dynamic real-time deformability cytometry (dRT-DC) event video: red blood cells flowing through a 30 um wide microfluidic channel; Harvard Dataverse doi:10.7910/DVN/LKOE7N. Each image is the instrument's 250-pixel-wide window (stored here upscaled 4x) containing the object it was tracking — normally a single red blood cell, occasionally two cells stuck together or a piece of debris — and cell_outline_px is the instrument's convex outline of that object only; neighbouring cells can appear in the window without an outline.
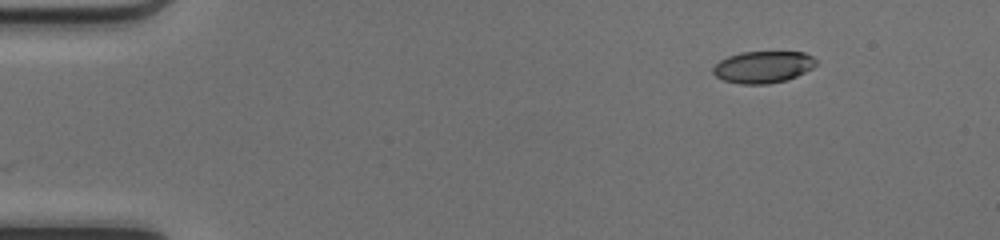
{"species": "common noctule bat (a hibernating species)", "species_latin": "Nyctalus noctula", "temperature_condition": "cold", "stored_images_in_passage": 44, "camera_frame_rate_fps": 3000, "um_per_image_px": 0.085, "animal": {"sex": "female", "body_mass_g": 17.0, "forearm_length_mm": 48.0}, "frame": {"image": 1, "passage_image": 1, "time_ms": 0.0, "image_size_px": [1000, 240], "cell_outline_px": [[816, 64], [812, 68], [796, 76], [784, 80], [768, 84], [740, 84], [724, 80], [716, 76], [712, 72], [712, 68], [720, 60], [728, 56], [740, 52], [804, 52], [812, 56], [816, 60]], "centroid_in_image_um": [64.84, 5.69], "position_along_channel_um": 20.2, "area_um2": 19.02}}
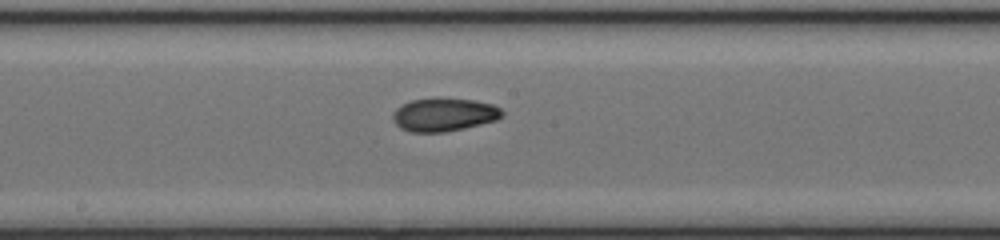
{"frame": {"image": 2, "passage_image": 22, "time_ms": 7.0, "image_size_px": [1000, 240], "cell_outline_px": [[504, 112], [496, 120], [464, 128], [444, 132], [408, 132], [400, 128], [392, 120], [392, 112], [396, 108], [412, 100], [436, 96], [440, 96], [476, 100], [492, 104], [500, 108]], "centroid_in_image_um": [37.7, 9.71], "position_along_channel_um": 210.5, "area_um2": 21.62}}
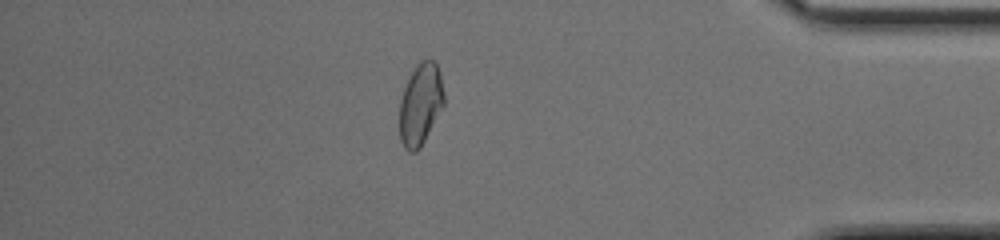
{"frame": {"image": 3, "passage_image": 38, "time_ms": 12.333, "image_size_px": [1000, 240], "cell_outline_px": [[444, 104], [420, 148], [416, 152], [408, 152], [404, 148], [400, 140], [400, 100], [408, 76], [416, 64], [420, 60], [432, 60], [436, 64], [440, 72], [444, 92]], "centroid_in_image_um": [35.73, 8.85], "position_along_channel_um": 399.5, "area_um2": 21.21}, "authors_computed_cell_mechanics": {"area_um2": 20.5479, "velocity_mm_per_s": 4.1923, "shape_relaxation_time_tau1_ms": null, "shape_relaxation_time_tau2_ms": 1.9448, "deformation_change_tau1": null, "deformation_change_tau2": 0.0616}}